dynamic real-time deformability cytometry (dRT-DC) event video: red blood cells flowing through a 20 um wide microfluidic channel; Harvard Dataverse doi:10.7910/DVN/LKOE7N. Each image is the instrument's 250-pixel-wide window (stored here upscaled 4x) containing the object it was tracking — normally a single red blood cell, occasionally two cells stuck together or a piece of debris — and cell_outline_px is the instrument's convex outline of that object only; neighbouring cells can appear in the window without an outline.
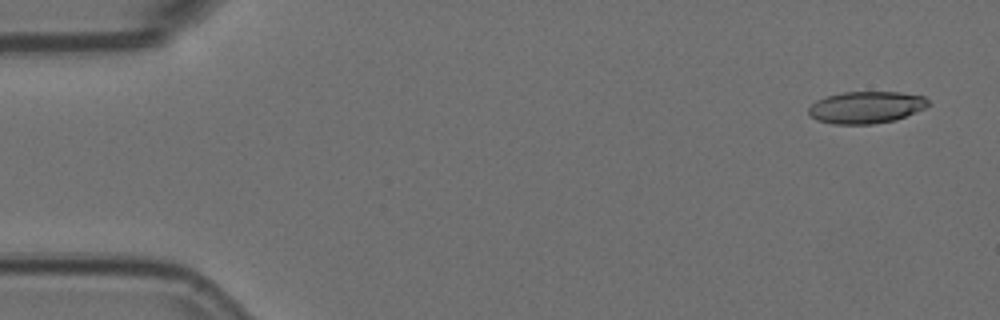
{"species": "Egyptian fruit bat (a non-hibernating species)", "species_latin": "Rousettus aegyptiacus", "temperature_condition": "room temperature", "stored_images_in_passage": 4, "camera_frame_rate_fps": 3000, "um_per_image_px": 0.085, "animal": {"sex": "female"}, "frame": {"image": 1, "passage_image": 1, "time_ms": 0.0, "image_size_px": [1000, 320], "cell_outline_px": [[932, 104], [924, 108], [896, 120], [872, 124], [832, 124], [816, 120], [808, 112], [808, 108], [816, 100], [828, 96], [844, 92], [900, 92], [924, 96]], "centroid_in_image_um": [73.63, 9.12], "position_along_channel_um": 11.4, "area_um2": 22.31}}
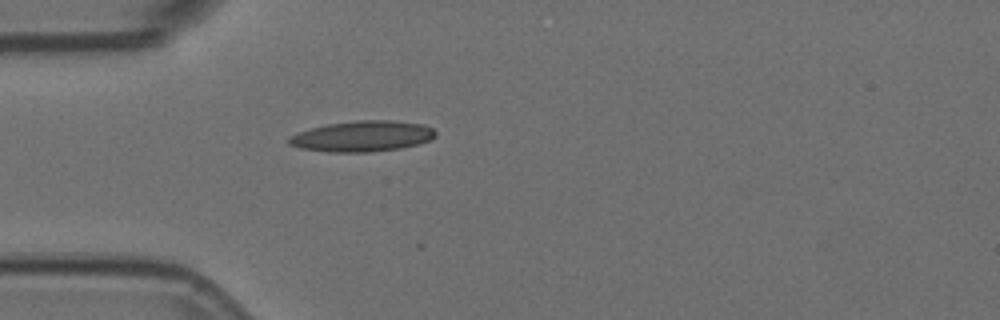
{"frame": {"image": 2, "passage_image": 4, "time_ms": 1.0, "image_size_px": [1000, 320], "cell_outline_px": [[436, 136], [428, 140], [416, 144], [400, 148], [368, 152], [328, 152], [300, 148], [288, 144], [288, 136], [312, 128], [328, 124], [356, 120], [388, 120], [424, 124], [432, 128], [436, 132]], "centroid_in_image_um": [30.78, 11.58], "position_along_channel_um": 54.2, "area_um2": 26.13}}